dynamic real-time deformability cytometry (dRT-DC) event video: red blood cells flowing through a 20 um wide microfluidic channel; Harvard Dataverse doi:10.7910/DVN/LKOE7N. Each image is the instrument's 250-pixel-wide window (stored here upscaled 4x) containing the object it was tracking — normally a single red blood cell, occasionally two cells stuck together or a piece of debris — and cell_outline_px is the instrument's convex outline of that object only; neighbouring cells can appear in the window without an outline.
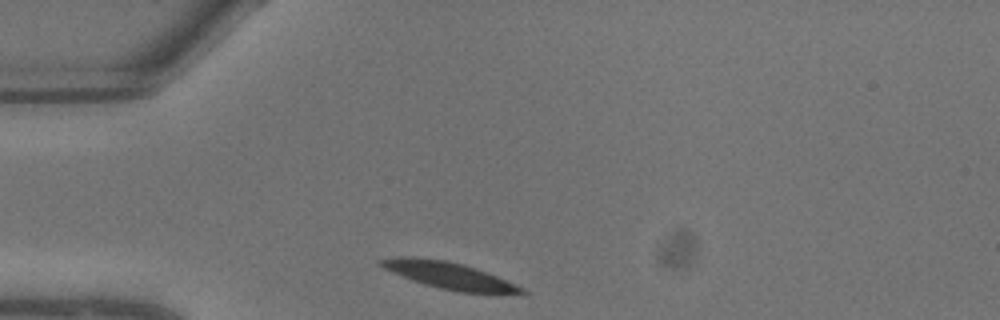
{"species": "common noctule bat (a hibernating species)", "species_latin": "Nyctalus noctula", "temperature_condition": "warm", "stored_images_in_passage": 6, "camera_frame_rate_fps": 3000, "um_per_image_px": 0.085, "animal": {"sex": "male", "body_mass_g": 13.3}, "frame": {"image": 1, "passage_image": 1, "time_ms": 0.0, "image_size_px": [1000, 320], "cell_outline_px": [[528, 292], [460, 292], [440, 288], [404, 276], [384, 268], [376, 264], [380, 260], [400, 256], [412, 256], [444, 260], [476, 268], [496, 276], [524, 288]], "centroid_in_image_um": [38.11, 23.38], "position_along_channel_um": 46.9, "area_um2": 20.92}}
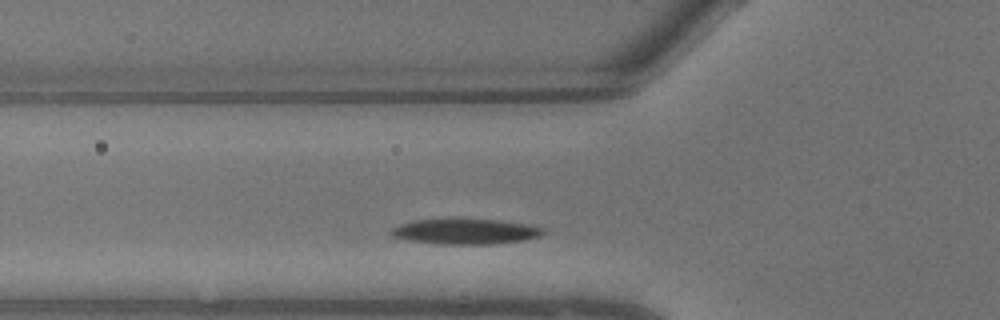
{"frame": {"image": 2, "passage_image": 3, "time_ms": 0.667, "image_size_px": [1000, 320], "cell_outline_px": [[548, 232], [540, 236], [524, 240], [492, 244], [440, 244], [408, 240], [392, 236], [388, 232], [392, 228], [400, 224], [416, 220], [500, 220], [528, 224], [544, 228]], "centroid_in_image_um": [39.61, 19.69], "position_along_channel_um": 86.2, "area_um2": 22.31}}